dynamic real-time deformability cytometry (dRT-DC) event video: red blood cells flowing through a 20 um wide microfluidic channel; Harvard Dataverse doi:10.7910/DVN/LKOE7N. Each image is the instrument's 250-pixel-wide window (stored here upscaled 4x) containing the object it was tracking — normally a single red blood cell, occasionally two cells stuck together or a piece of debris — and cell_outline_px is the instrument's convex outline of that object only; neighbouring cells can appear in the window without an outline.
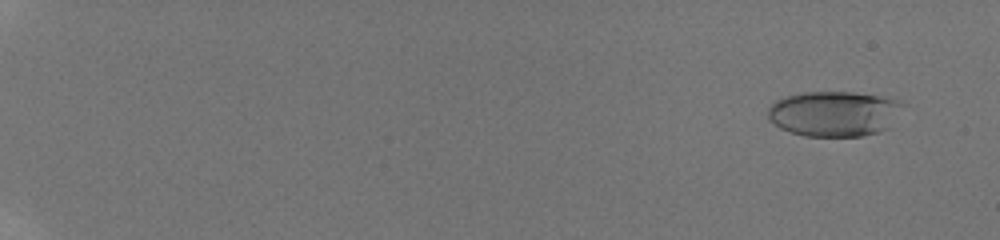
{"species": "human", "species_latin": "Homo sapiens", "temperature_condition": "room temperature", "stored_images_in_passage": 32, "camera_frame_rate_fps": 3000, "um_per_image_px": 0.085, "donor": {"sex": "male"}, "frame": {"image": 1, "passage_image": 4, "time_ms": 1.0, "image_size_px": [1000, 240], "cell_outline_px": [[904, 104], [888, 128], [880, 132], [860, 136], [804, 136], [780, 128], [768, 120], [768, 108], [776, 100], [788, 96], [804, 92], [852, 92], [892, 96], [900, 100]], "centroid_in_image_um": [70.93, 9.65], "position_along_channel_um": 14.1, "area_um2": 35.89}}
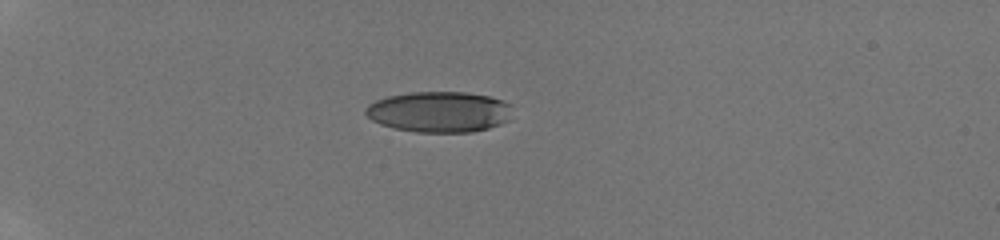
{"frame": {"image": 2, "passage_image": 16, "time_ms": 5.667, "image_size_px": [1000, 240], "cell_outline_px": [[512, 104], [508, 120], [500, 124], [488, 128], [472, 132], [416, 132], [396, 128], [380, 124], [372, 120], [364, 112], [364, 108], [368, 104], [376, 100], [388, 96], [412, 92], [468, 92], [488, 96]], "centroid_in_image_um": [37.32, 9.5], "position_along_channel_um": 47.7, "area_um2": 34.85}}
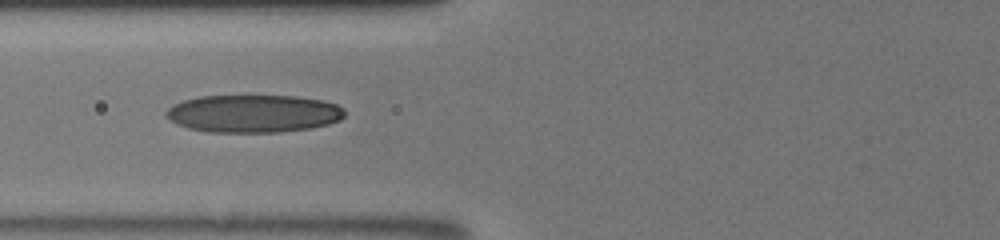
{"frame": {"image": 3, "passage_image": 31, "time_ms": 8.333, "image_size_px": [1000, 240], "cell_outline_px": [[344, 116], [340, 120], [328, 124], [312, 128], [280, 132], [208, 132], [188, 128], [176, 124], [164, 116], [164, 112], [172, 104], [184, 100], [200, 96], [296, 96], [320, 100], [336, 104], [344, 108]], "centroid_in_image_um": [21.51, 9.66], "position_along_channel_um": 104.3, "area_um2": 39.48}}